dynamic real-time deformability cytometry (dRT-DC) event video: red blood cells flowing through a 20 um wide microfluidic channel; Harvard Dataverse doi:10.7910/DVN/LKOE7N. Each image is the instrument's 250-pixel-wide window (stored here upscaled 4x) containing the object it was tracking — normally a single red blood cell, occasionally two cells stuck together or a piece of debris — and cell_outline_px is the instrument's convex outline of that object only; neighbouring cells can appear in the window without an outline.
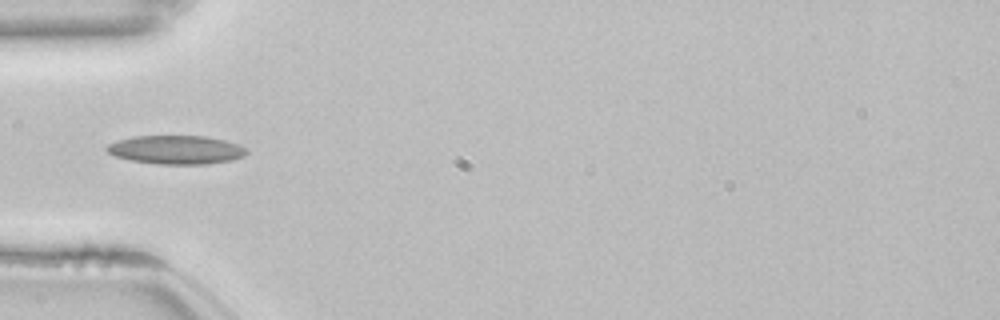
{"species": "common noctule bat (a hibernating species)", "species_latin": "Nyctalus noctula", "temperature_condition": "room temperature", "stored_images_in_passage": 37, "camera_frame_rate_fps": 3000, "um_per_image_px": 0.085, "animal": {"sex": "female", "body_mass_g": 22.7, "forearm_length_mm": 54.2}, "frame": {"image": 1, "passage_image": 1, "time_ms": 0.0, "image_size_px": [1000, 320], "cell_outline_px": [[248, 152], [244, 156], [232, 160], [204, 164], [156, 164], [128, 160], [116, 156], [108, 152], [104, 148], [108, 144], [116, 140], [132, 136], [204, 136], [224, 140], [240, 144], [248, 148]], "centroid_in_image_um": [14.97, 12.73], "position_along_channel_um": 70.0, "area_um2": 23.58}}
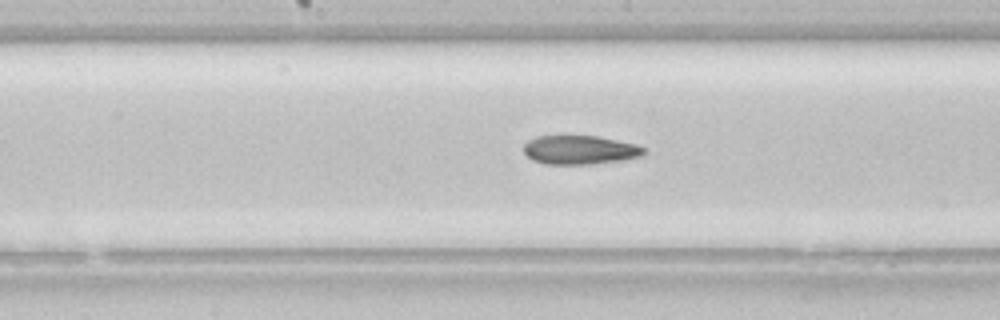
{"frame": {"image": 2, "passage_image": 11, "time_ms": 3.333, "image_size_px": [1000, 320], "cell_outline_px": [[648, 152], [644, 156], [620, 160], [588, 164], [544, 164], [532, 160], [524, 152], [524, 144], [528, 140], [536, 136], [560, 132], [564, 132], [600, 136], [636, 144], [644, 148]], "centroid_in_image_um": [49.25, 12.68], "position_along_channel_um": 198.9, "area_um2": 21.33}, "authors_computed_cell_mechanics": {"area_um2": 21.0392, "velocity_mm_per_s": 3.8515, "shape_relaxation_time_tau1_ms": null, "shape_relaxation_time_tau2_ms": 7.0171, "deformation_change_tau1": null, "deformation_change_tau2": 0.1749}}